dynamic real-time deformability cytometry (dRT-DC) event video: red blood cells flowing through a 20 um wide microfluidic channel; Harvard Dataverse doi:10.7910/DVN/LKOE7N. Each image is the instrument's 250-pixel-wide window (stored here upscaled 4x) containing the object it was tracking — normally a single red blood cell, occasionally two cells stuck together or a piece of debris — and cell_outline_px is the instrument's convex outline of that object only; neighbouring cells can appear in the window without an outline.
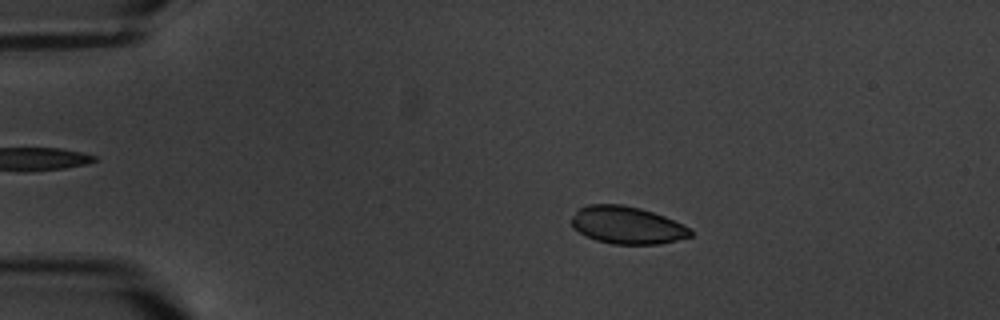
{"species": "common noctule bat (a hibernating species)", "species_latin": "Nyctalus noctula", "temperature_condition": "warm", "stored_images_in_passage": 5, "camera_frame_rate_fps": 3000, "um_per_image_px": 0.085, "animal": {"sex": "male", "body_mass_g": 20.1, "forearm_length_mm": 53.5}, "frame": {"image": 1, "passage_image": 3, "time_ms": 2.333, "image_size_px": [1000, 320], "cell_outline_px": [[692, 236], [660, 244], [612, 244], [596, 240], [572, 228], [572, 216], [580, 208], [588, 204], [620, 204], [640, 208], [664, 216], [692, 228]], "centroid_in_image_um": [53.32, 19.14], "position_along_channel_um": 31.7, "area_um2": 25.89}}